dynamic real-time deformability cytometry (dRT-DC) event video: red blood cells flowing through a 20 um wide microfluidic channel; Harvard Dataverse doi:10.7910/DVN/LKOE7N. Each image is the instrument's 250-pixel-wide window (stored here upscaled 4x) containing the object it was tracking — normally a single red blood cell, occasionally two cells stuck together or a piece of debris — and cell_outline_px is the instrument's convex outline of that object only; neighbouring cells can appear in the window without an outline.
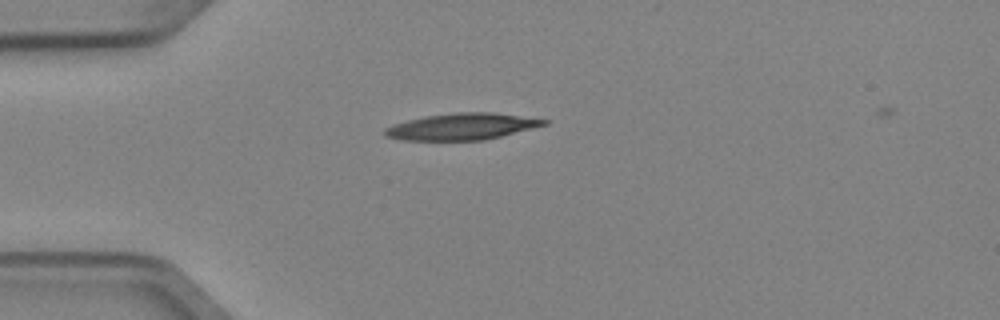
{"species": "Egyptian fruit bat (a non-hibernating species)", "species_latin": "Rousettus aegyptiacus", "temperature_condition": "cold", "stored_images_in_passage": 2, "camera_frame_rate_fps": 3000, "um_per_image_px": 0.085, "animal": {"sex": "female"}, "frame": {"image": 1, "passage_image": 1, "time_ms": 0.0, "image_size_px": [1000, 320], "cell_outline_px": [[548, 124], [484, 140], [400, 140], [384, 136], [384, 128], [392, 124], [424, 116], [456, 112], [492, 112], [548, 120]], "centroid_in_image_um": [39.2, 10.75], "position_along_channel_um": 45.8, "area_um2": 24.51}}